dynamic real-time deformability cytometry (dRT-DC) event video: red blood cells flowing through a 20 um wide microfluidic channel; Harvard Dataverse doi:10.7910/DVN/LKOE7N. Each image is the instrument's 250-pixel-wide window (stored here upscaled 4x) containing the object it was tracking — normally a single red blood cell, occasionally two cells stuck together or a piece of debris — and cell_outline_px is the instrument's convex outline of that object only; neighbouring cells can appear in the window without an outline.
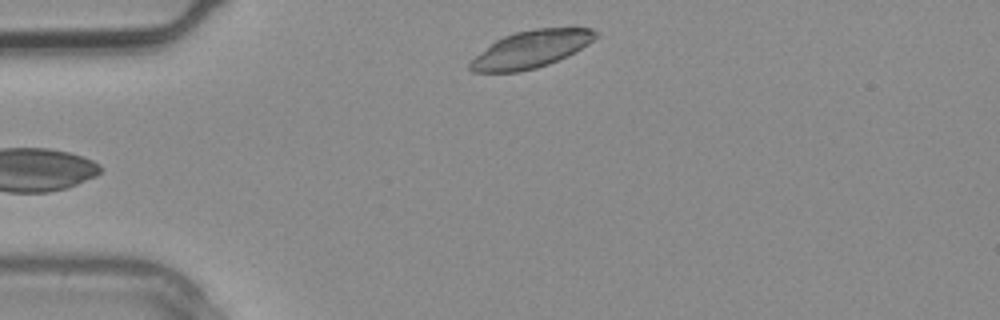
{"species": "common noctule bat (a hibernating species)", "species_latin": "Nyctalus noctula", "temperature_condition": "warm", "stored_images_in_passage": 3, "camera_frame_rate_fps": 3000, "um_per_image_px": 0.085, "animal": {"sex": "male", "body_mass_g": 20.4}, "frame": {"image": 1, "passage_image": 3, "time_ms": 0.667, "image_size_px": [1000, 320], "cell_outline_px": [[600, 36], [588, 44], [568, 56], [548, 64], [536, 68], [520, 72], [472, 72], [468, 68], [468, 64], [476, 56], [496, 40], [504, 36], [516, 32], [536, 28], [592, 28], [600, 32]], "centroid_in_image_um": [45.18, 4.18], "position_along_channel_um": 39.8, "area_um2": 27.22}}